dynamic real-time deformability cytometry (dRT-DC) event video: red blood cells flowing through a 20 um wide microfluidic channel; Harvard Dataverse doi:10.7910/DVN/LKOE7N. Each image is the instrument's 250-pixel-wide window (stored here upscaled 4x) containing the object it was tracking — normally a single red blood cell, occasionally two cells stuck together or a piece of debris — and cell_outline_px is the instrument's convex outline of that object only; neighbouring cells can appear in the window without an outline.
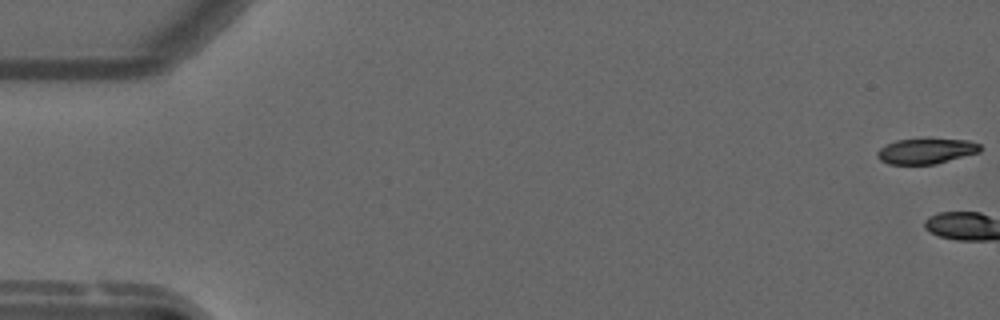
{"species": "common noctule bat (a hibernating species)", "species_latin": "Nyctalus noctula", "temperature_condition": "warm", "stored_images_in_passage": 3, "camera_frame_rate_fps": 3000, "um_per_image_px": 0.085, "animal": {"sex": "male", "forearm_length_mm": 52.5}, "frame": {"image": 1, "passage_image": 1, "time_ms": 0.0, "image_size_px": [1000, 320], "cell_outline_px": [[980, 152], [936, 164], [888, 164], [880, 160], [876, 156], [876, 152], [880, 148], [896, 140], [924, 136], [928, 136], [968, 140], [980, 144]], "centroid_in_image_um": [78.72, 12.79], "position_along_channel_um": 6.3, "area_um2": 16.01}}